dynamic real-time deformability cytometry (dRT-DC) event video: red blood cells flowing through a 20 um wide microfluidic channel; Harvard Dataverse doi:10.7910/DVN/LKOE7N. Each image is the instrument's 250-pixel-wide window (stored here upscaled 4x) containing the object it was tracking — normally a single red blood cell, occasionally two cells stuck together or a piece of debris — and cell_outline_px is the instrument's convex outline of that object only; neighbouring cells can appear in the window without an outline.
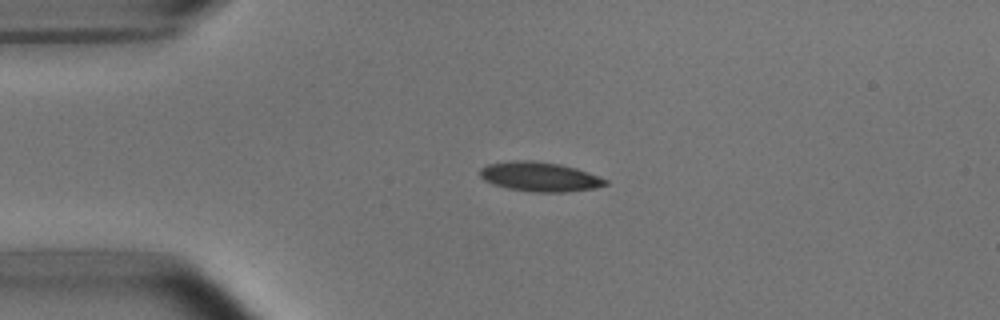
{"species": "common noctule bat (a hibernating species)", "species_latin": "Nyctalus noctula", "temperature_condition": "room temperature", "stored_images_in_passage": 4, "camera_frame_rate_fps": 3000, "um_per_image_px": 0.085, "animal": {"sex": "male", "body_mass_g": 15.6}, "frame": {"image": 1, "passage_image": 2, "time_ms": 2.0, "image_size_px": [1000, 320], "cell_outline_px": [[608, 184], [592, 188], [568, 192], [536, 192], [508, 188], [492, 184], [484, 180], [480, 176], [480, 168], [488, 164], [516, 160], [532, 160], [560, 164], [576, 168], [588, 172], [608, 180]], "centroid_in_image_um": [45.87, 15.02], "position_along_channel_um": 39.1, "area_um2": 21.44}}